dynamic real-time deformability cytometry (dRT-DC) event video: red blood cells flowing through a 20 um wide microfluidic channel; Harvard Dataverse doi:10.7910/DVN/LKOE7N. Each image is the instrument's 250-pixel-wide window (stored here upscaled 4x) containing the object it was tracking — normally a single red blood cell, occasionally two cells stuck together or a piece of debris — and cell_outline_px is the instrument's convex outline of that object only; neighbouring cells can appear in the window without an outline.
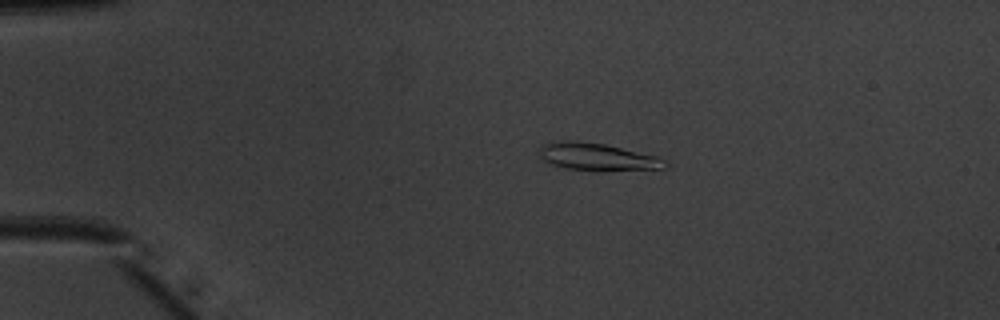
{"species": "common noctule bat (a hibernating species)", "species_latin": "Nyctalus noctula", "temperature_condition": "warm", "stored_images_in_passage": 51, "camera_frame_rate_fps": 3000, "um_per_image_px": 0.085, "animal": {"sex": "male", "body_mass_g": 20.1, "forearm_length_mm": 53.5}, "frame": {"image": 1, "passage_image": 11, "time_ms": 3.333, "image_size_px": [1000, 320], "cell_outline_px": [[668, 164], [664, 168], [596, 172], [560, 168], [548, 164], [540, 156], [540, 144], [560, 140], [572, 140], [604, 144], [656, 156], [668, 160]], "centroid_in_image_um": [50.73, 13.36], "position_along_channel_um": 34.3, "area_um2": 20.63}}
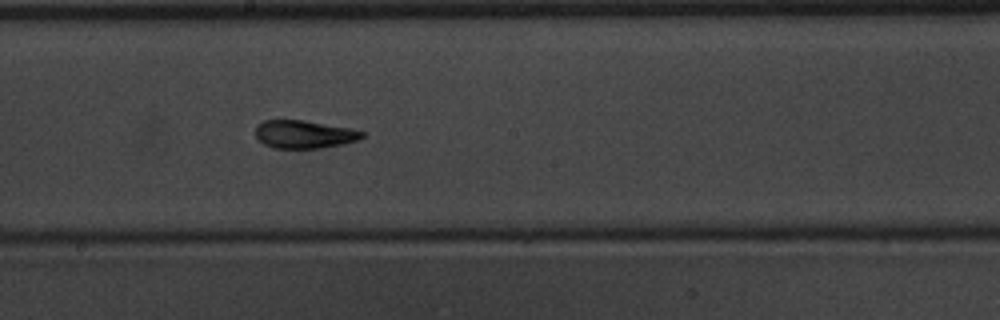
{"frame": {"image": 2, "passage_image": 29, "time_ms": 9.333, "image_size_px": [1000, 320], "cell_outline_px": [[364, 136], [360, 140], [344, 144], [320, 148], [272, 148], [264, 144], [256, 136], [256, 124], [264, 120], [304, 120], [352, 128], [364, 132]], "centroid_in_image_um": [25.88, 11.41], "position_along_channel_um": 222.3, "area_um2": 17.57}}
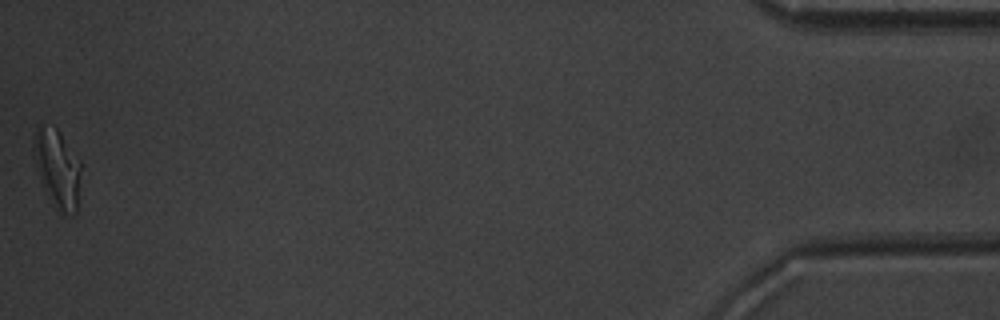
{"frame": {"image": 3, "passage_image": 51, "time_ms": 16.667, "image_size_px": [1000, 320], "cell_outline_px": [[84, 164], [76, 212], [72, 216], [60, 216], [44, 188], [32, 148], [32, 136], [36, 128], [56, 128], [60, 132]], "centroid_in_image_um": [4.95, 14.38], "position_along_channel_um": 430.2, "area_um2": 21.96}, "authors_computed_cell_mechanics": {"area_um2": 18.3226, "velocity_mm_per_s": 4.0199, "shape_relaxation_time_tau1_ms": 3.1294, "shape_relaxation_time_tau2_ms": 1.4821, "deformation_change_tau1": 0.1822, "deformation_change_tau2": 0.073}}